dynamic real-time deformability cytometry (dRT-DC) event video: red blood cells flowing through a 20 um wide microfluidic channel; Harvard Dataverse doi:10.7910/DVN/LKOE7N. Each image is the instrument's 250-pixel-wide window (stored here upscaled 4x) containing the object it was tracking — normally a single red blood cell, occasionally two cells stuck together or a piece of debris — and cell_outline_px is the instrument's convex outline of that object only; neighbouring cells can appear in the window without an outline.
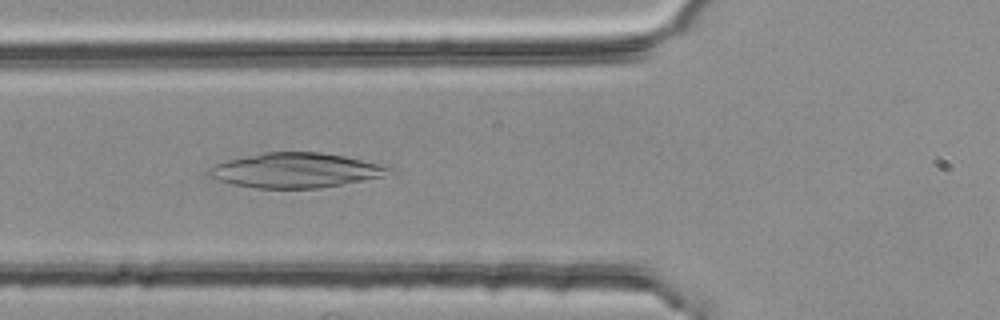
{"species": "common noctule bat (a hibernating species)", "species_latin": "Nyctalus noctula", "temperature_condition": "room temperature", "stored_images_in_passage": 45, "camera_frame_rate_fps": 3000, "um_per_image_px": 0.085, "animal": {"sex": "female", "body_mass_g": 25.1}, "frame": {"image": 1, "passage_image": 18, "time_ms": 5.667, "image_size_px": [1000, 320], "cell_outline_px": [[392, 172], [384, 176], [364, 180], [320, 188], [256, 188], [232, 184], [208, 176], [208, 168], [216, 164], [228, 160], [264, 152], [320, 152], [392, 164]], "centroid_in_image_um": [25.23, 14.47], "position_along_channel_um": 100.6, "area_um2": 36.76}}
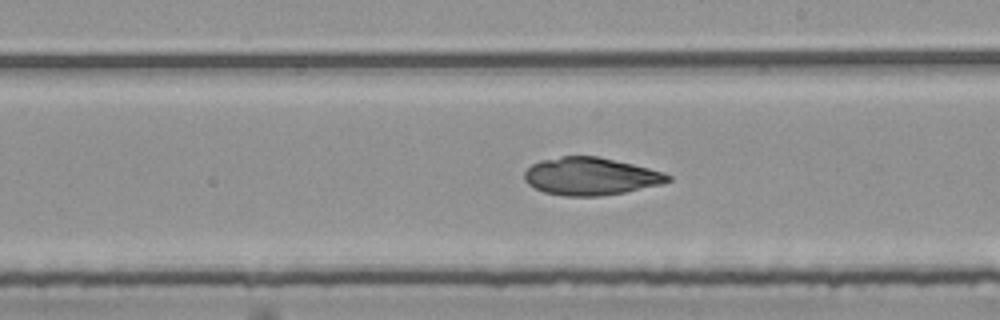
{"frame": {"image": 2, "passage_image": 29, "time_ms": 9.333, "image_size_px": [1000, 320], "cell_outline_px": [[672, 180], [660, 184], [624, 192], [600, 196], [564, 196], [544, 192], [528, 184], [524, 180], [524, 172], [532, 164], [540, 160], [560, 156], [600, 156], [664, 172], [672, 176]], "centroid_in_image_um": [50.19, 14.98], "position_along_channel_um": 238.8, "area_um2": 31.44}}
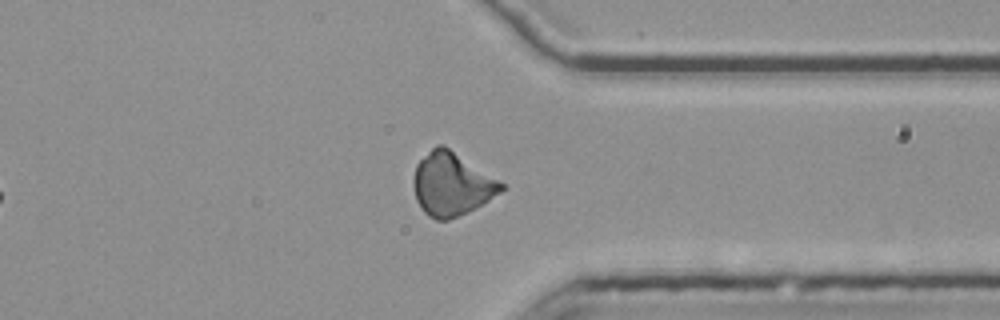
{"frame": {"image": 3, "passage_image": 40, "time_ms": 13.0, "image_size_px": [1000, 320], "cell_outline_px": [[504, 188], [500, 192], [488, 200], [448, 220], [436, 220], [428, 216], [424, 212], [416, 200], [412, 184], [412, 180], [416, 164], [436, 144], [444, 144], [504, 184]], "centroid_in_image_um": [38.33, 15.63], "position_along_channel_um": 373.1, "area_um2": 31.85}}